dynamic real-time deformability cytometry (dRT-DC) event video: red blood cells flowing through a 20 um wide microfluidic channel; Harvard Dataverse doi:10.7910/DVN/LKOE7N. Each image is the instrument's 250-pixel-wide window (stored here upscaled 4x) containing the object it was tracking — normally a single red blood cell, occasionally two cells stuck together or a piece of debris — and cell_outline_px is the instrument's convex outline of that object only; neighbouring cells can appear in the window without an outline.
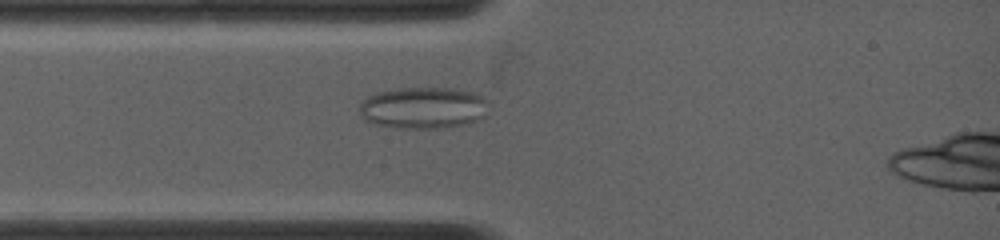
{"species": "common noctule bat (a hibernating species)", "species_latin": "Nyctalus noctula", "temperature_condition": "warm", "stored_images_in_passage": 65, "camera_frame_rate_fps": 5000, "um_per_image_px": 0.085, "animal": {"sex": "female", "body_mass_g": 19.0, "forearm_length_mm": 53.3}, "frame": {"image": 1, "passage_image": 13, "time_ms": 2.4, "image_size_px": [1000, 240], "cell_outline_px": [[484, 100], [480, 116], [476, 120], [468, 124], [440, 128], [396, 128], [376, 124], [364, 120], [360, 112], [360, 104], [368, 96], [376, 92], [396, 88], [456, 88], [476, 92]], "centroid_in_image_um": [35.88, 9.16], "position_along_channel_um": 49.1, "area_um2": 30.98}}
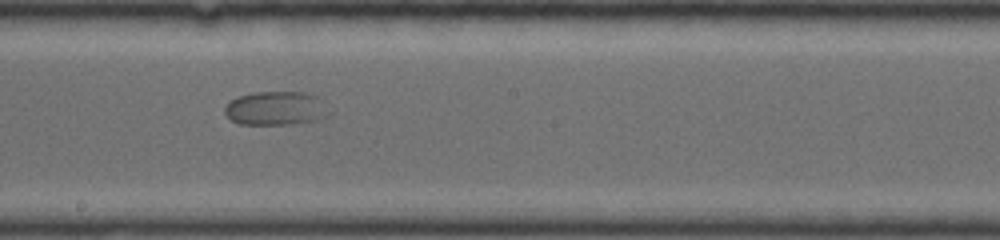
{"frame": {"image": 2, "passage_image": 36, "time_ms": 7.0, "image_size_px": [1000, 240], "cell_outline_px": [[328, 112], [324, 116], [312, 120], [288, 124], [240, 124], [232, 120], [224, 112], [224, 108], [232, 100], [240, 96], [252, 92], [304, 92], [316, 96]], "centroid_in_image_um": [23.37, 9.2], "position_along_channel_um": 224.8, "area_um2": 19.88}}
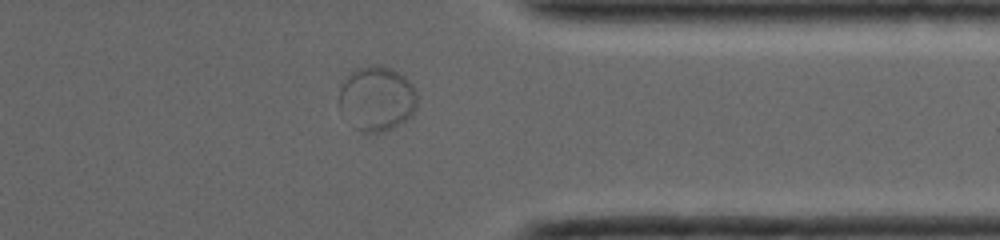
{"frame": {"image": 3, "passage_image": 57, "time_ms": 11.2, "image_size_px": [1000, 240], "cell_outline_px": [[416, 108], [412, 116], [392, 128], [384, 132], [364, 132], [356, 128], [340, 108], [340, 88], [344, 80], [356, 68], [372, 64], [380, 64], [404, 76], [408, 80], [416, 92]], "centroid_in_image_um": [32.04, 8.37], "position_along_channel_um": 379.4, "area_um2": 29.07}}